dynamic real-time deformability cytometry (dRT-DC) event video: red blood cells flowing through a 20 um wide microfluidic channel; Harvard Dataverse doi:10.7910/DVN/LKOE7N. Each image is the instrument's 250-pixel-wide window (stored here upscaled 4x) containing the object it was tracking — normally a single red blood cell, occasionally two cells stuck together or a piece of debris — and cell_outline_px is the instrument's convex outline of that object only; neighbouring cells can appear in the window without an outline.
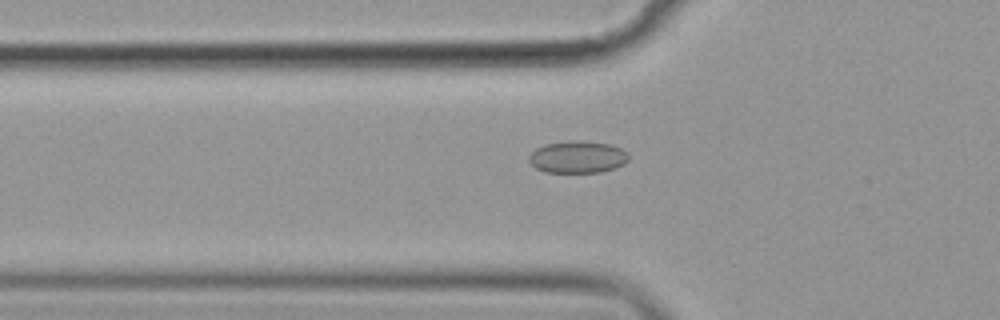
{"species": "common noctule bat (a hibernating species)", "species_latin": "Nyctalus noctula", "temperature_condition": "cold", "stored_images_in_passage": 52, "camera_frame_rate_fps": 3000, "um_per_image_px": 0.085, "animal": {"sex": "female", "body_mass_g": 19.9}, "frame": {"image": 1, "passage_image": 15, "time_ms": 4.667, "image_size_px": [1000, 320], "cell_outline_px": [[628, 160], [624, 164], [616, 168], [600, 172], [544, 172], [536, 168], [528, 160], [528, 156], [536, 148], [544, 144], [572, 140], [580, 140], [608, 144], [620, 148], [628, 152]], "centroid_in_image_um": [49.09, 13.34], "position_along_channel_um": 76.7, "area_um2": 18.73}}
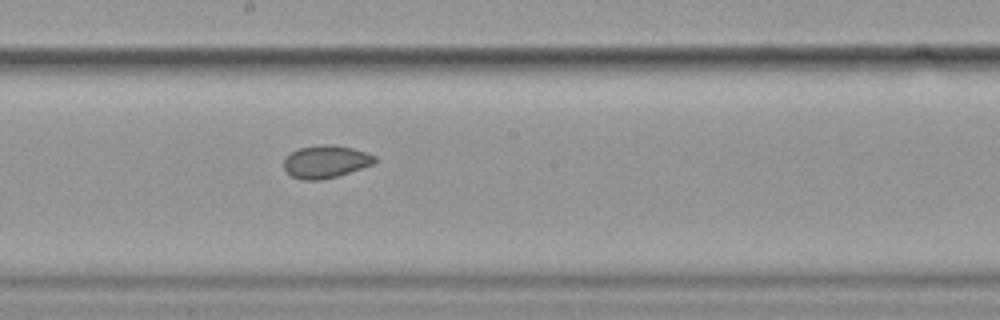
{"frame": {"image": 2, "passage_image": 27, "time_ms": 8.667, "image_size_px": [1000, 320], "cell_outline_px": [[376, 160], [372, 164], [336, 176], [320, 180], [304, 180], [292, 176], [284, 168], [284, 160], [292, 152], [300, 148], [324, 144], [352, 148], [376, 156]], "centroid_in_image_um": [27.67, 13.74], "position_along_channel_um": 220.5, "area_um2": 16.76}}
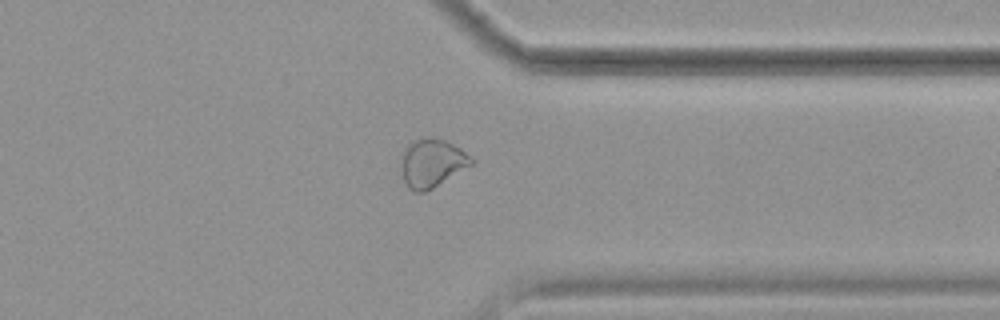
{"frame": {"image": 3, "passage_image": 40, "time_ms": 13.0, "image_size_px": [1000, 320], "cell_outline_px": [[476, 160], [472, 164], [432, 188], [424, 192], [416, 192], [408, 188], [404, 180], [400, 164], [400, 152], [412, 140], [436, 136], [460, 148]], "centroid_in_image_um": [36.67, 13.83], "position_along_channel_um": 374.7, "area_um2": 19.88}, "authors_computed_cell_mechanics": {"area_um2": 18.9873, "velocity_mm_per_s": 3.6055, "shape_relaxation_time_tau1_ms": null, "shape_relaxation_time_tau2_ms": 2.4581, "deformation_change_tau1": null, "deformation_change_tau2": 0.0526}}